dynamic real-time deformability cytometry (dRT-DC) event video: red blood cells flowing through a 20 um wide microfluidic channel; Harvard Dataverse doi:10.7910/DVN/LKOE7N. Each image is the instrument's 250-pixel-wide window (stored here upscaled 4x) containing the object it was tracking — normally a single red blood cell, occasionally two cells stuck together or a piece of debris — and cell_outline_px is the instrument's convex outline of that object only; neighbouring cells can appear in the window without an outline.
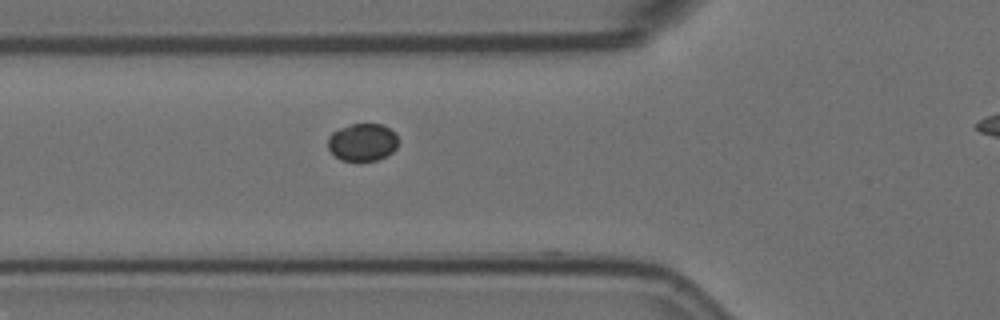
{"species": "Egyptian fruit bat (a non-hibernating species)", "species_latin": "Rousettus aegyptiacus", "temperature_condition": "room temperature", "stored_images_in_passage": 12, "camera_frame_rate_fps": 3000, "um_per_image_px": 0.085, "animal": {"sex": "female"}, "frame": {"image": 1, "passage_image": 11, "time_ms": 3.333, "image_size_px": [1000, 320], "cell_outline_px": [[396, 148], [388, 156], [376, 160], [340, 160], [328, 148], [328, 136], [332, 132], [340, 128], [352, 124], [380, 124], [388, 128], [396, 136]], "centroid_in_image_um": [30.78, 12.09], "position_along_channel_um": 95.0, "area_um2": 15.14}}